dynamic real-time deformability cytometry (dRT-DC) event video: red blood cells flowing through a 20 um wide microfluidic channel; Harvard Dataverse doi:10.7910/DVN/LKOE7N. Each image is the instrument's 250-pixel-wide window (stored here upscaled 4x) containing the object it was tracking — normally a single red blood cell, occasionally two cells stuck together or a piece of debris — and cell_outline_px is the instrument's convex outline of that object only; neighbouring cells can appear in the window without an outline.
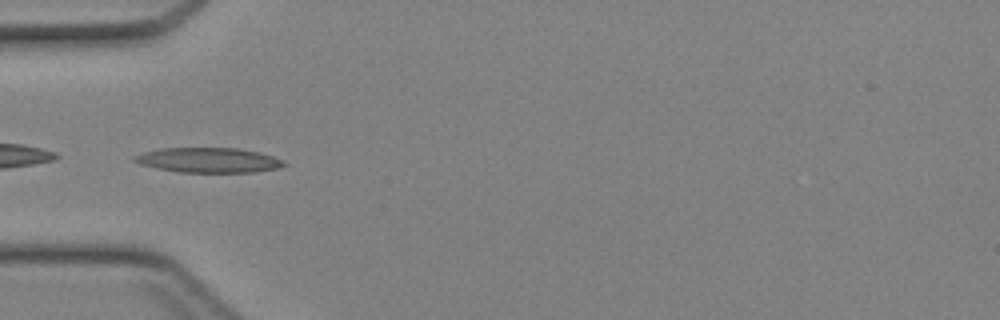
{"species": "Egyptian fruit bat (a non-hibernating species)", "species_latin": "Rousettus aegyptiacus", "temperature_condition": "cold", "stored_images_in_passage": 34, "camera_frame_rate_fps": 3000, "um_per_image_px": 0.085, "animal": {"sex": "female"}, "frame": {"image": 1, "passage_image": 4, "time_ms": 1.0, "image_size_px": [1000, 320], "cell_outline_px": [[288, 164], [276, 168], [256, 172], [180, 172], [156, 168], [140, 164], [132, 160], [132, 156], [144, 152], [160, 148], [236, 148], [256, 152], [272, 156], [284, 160]], "centroid_in_image_um": [17.69, 13.61], "position_along_channel_um": 67.3, "area_um2": 21.62}}
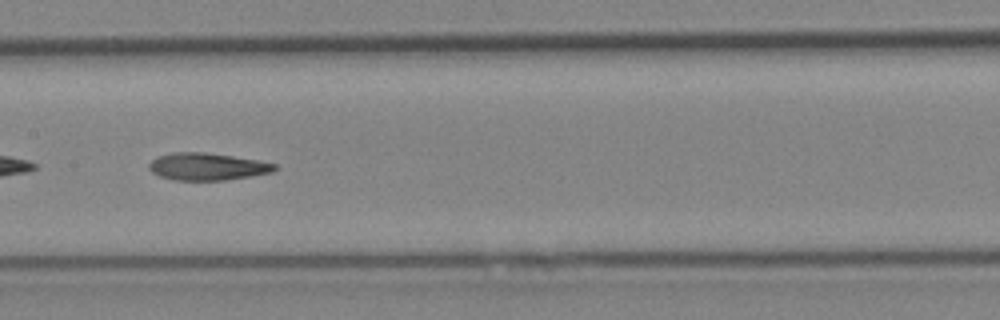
{"frame": {"image": 2, "passage_image": 12, "time_ms": 3.667, "image_size_px": [1000, 320], "cell_outline_px": [[276, 168], [272, 172], [224, 180], [172, 180], [160, 176], [152, 172], [148, 168], [148, 164], [156, 156], [172, 152], [204, 152], [232, 156], [256, 160], [276, 164]], "centroid_in_image_um": [17.54, 14.15], "position_along_channel_um": 189.9, "area_um2": 19.83}}
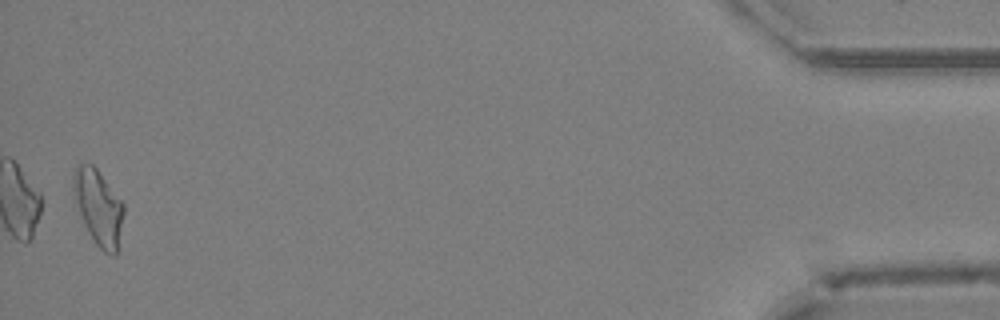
{"frame": {"image": 3, "passage_image": 33, "time_ms": 10.667, "image_size_px": [1000, 320], "cell_outline_px": [[124, 216], [116, 256], [112, 256], [104, 252], [96, 244], [80, 212], [72, 188], [72, 176], [76, 168], [80, 164], [92, 164], [96, 168], [124, 204]], "centroid_in_image_um": [8.4, 17.62], "position_along_channel_um": 426.8, "area_um2": 21.56}}